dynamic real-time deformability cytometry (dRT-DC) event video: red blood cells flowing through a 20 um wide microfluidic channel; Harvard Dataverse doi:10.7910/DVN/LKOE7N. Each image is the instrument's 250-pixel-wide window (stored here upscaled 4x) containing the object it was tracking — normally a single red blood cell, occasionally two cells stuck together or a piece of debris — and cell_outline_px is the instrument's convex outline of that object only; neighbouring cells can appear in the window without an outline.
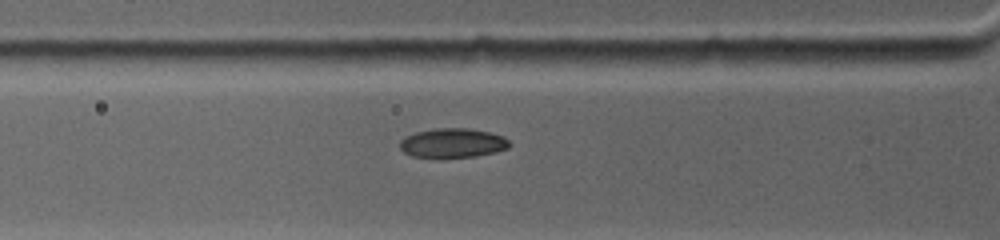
{"species": "common noctule bat (a hibernating species)", "species_latin": "Nyctalus noctula", "temperature_condition": "warm", "stored_images_in_passage": 11, "camera_frame_rate_fps": 4500, "um_per_image_px": 0.085, "animal": {"sex": "female", "body_mass_g": 19.0, "forearm_length_mm": 53.3}, "frame": {"image": 1, "passage_image": 5, "time_ms": 3.333, "image_size_px": [1000, 240], "cell_outline_px": [[508, 148], [496, 152], [476, 156], [412, 156], [404, 152], [400, 148], [400, 140], [404, 136], [416, 132], [436, 128], [472, 128], [504, 136], [508, 140]], "centroid_in_image_um": [38.47, 12.13], "position_along_channel_um": 87.3, "area_um2": 18.44}}